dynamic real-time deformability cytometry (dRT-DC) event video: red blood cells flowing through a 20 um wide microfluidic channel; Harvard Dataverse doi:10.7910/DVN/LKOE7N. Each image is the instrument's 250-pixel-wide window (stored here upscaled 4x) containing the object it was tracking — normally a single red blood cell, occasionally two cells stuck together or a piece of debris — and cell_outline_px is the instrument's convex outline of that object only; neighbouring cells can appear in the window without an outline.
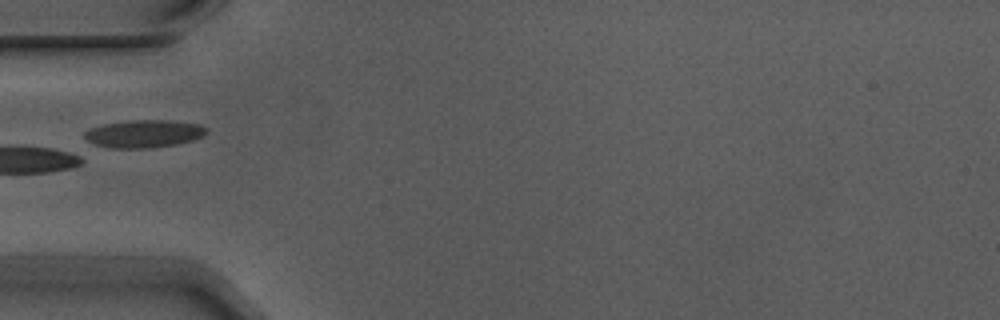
{"species": "Egyptian fruit bat (a non-hibernating species)", "species_latin": "Rousettus aegyptiacus", "temperature_condition": "warm", "stored_images_in_passage": 7, "camera_frame_rate_fps": 3000, "um_per_image_px": 0.085, "animal": {"sex": "male"}, "frame": {"image": 1, "passage_image": 5, "time_ms": 1.333, "image_size_px": [1000, 320], "cell_outline_px": [[208, 132], [204, 136], [192, 140], [176, 144], [148, 148], [112, 148], [96, 144], [88, 140], [84, 136], [84, 132], [88, 128], [104, 124], [128, 120], [168, 120], [200, 124], [208, 128]], "centroid_in_image_um": [12.26, 11.35], "position_along_channel_um": 72.7, "area_um2": 19.71}}
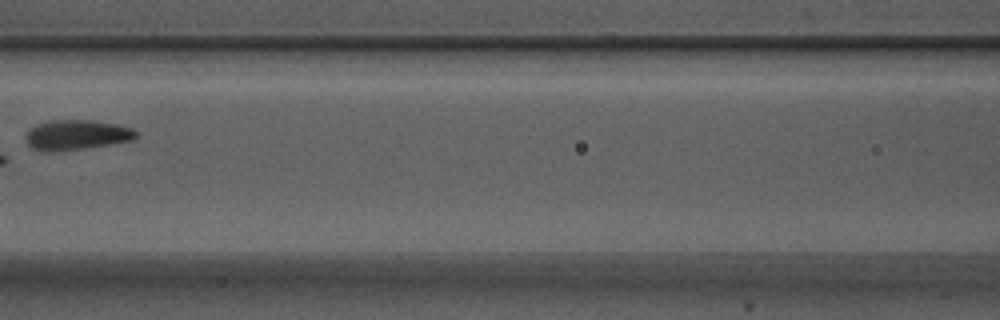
{"frame": {"image": 2, "passage_image": 7, "time_ms": 2.0, "image_size_px": [1000, 320], "cell_outline_px": [[136, 136], [132, 140], [84, 148], [32, 148], [28, 144], [28, 132], [36, 124], [52, 120], [92, 120], [116, 124], [132, 128], [136, 132]], "centroid_in_image_um": [6.59, 11.4], "position_along_channel_um": 160.0, "area_um2": 18.09}}